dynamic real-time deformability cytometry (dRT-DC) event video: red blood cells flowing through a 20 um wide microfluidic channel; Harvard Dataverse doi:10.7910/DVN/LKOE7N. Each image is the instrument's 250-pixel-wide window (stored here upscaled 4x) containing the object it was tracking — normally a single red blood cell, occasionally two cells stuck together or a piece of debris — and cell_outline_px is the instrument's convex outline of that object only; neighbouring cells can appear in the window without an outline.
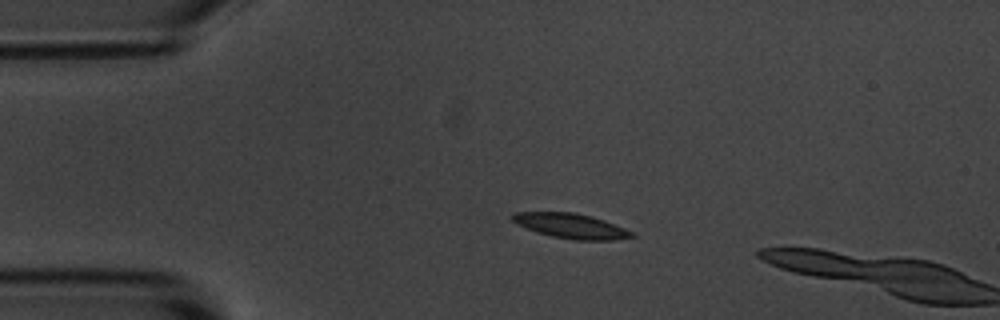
{"species": "common noctule bat (a hibernating species)", "species_latin": "Nyctalus noctula", "temperature_condition": "room temperature", "stored_images_in_passage": 3, "camera_frame_rate_fps": 3000, "um_per_image_px": 0.085, "animal": {"sex": "male", "body_mass_g": 20.1, "forearm_length_mm": 53.5}, "frame": {"image": 1, "passage_image": 2, "time_ms": 1.0, "image_size_px": [1000, 320], "cell_outline_px": [[636, 236], [616, 240], [572, 240], [552, 236], [536, 232], [516, 224], [508, 216], [516, 212], [576, 212], [592, 216], [604, 220], [624, 228], [632, 232]], "centroid_in_image_um": [48.5, 19.2], "position_along_channel_um": 36.5, "area_um2": 17.46}}